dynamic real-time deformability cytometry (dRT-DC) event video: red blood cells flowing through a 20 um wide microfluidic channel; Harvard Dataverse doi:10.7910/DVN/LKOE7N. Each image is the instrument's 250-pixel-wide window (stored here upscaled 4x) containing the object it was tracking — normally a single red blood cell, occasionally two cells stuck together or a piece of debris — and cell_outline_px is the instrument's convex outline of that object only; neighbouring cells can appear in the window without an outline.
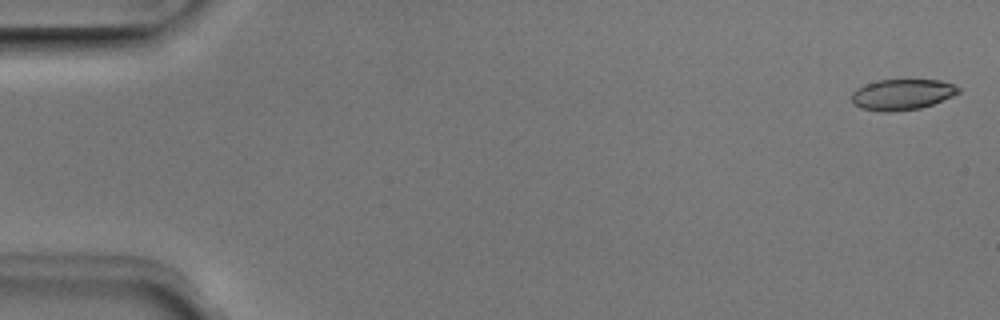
{"species": "Egyptian fruit bat (a non-hibernating species)", "species_latin": "Rousettus aegyptiacus", "temperature_condition": "room temperature", "stored_images_in_passage": 50, "camera_frame_rate_fps": 3000, "um_per_image_px": 0.085, "animal": {"sex": "male"}, "frame": {"image": 1, "passage_image": 1, "time_ms": 0.0, "image_size_px": [1000, 320], "cell_outline_px": [[960, 92], [952, 96], [932, 104], [920, 108], [892, 112], [880, 112], [860, 108], [852, 104], [852, 92], [856, 88], [864, 84], [880, 80], [940, 80], [952, 84], [960, 88]], "centroid_in_image_um": [76.63, 8.04], "position_along_channel_um": 8.4, "area_um2": 19.25}}
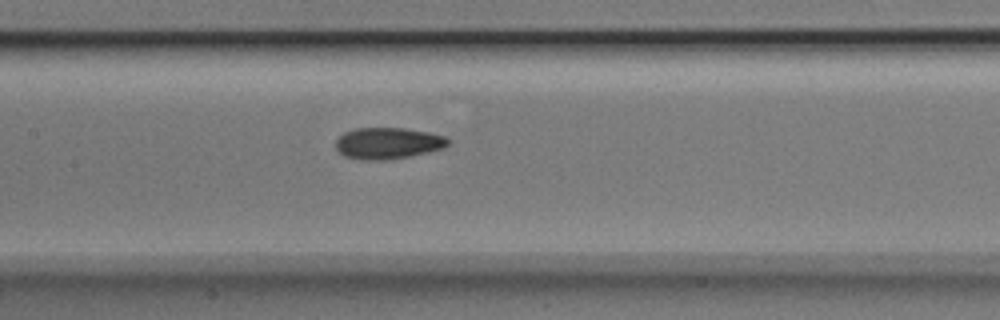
{"frame": {"image": 2, "passage_image": 24, "time_ms": 7.667, "image_size_px": [1000, 320], "cell_outline_px": [[448, 144], [444, 148], [412, 156], [392, 160], [360, 160], [344, 156], [336, 148], [336, 140], [344, 132], [356, 128], [404, 128], [428, 132], [444, 136], [448, 140]], "centroid_in_image_um": [32.96, 12.19], "position_along_channel_um": 174.4, "area_um2": 20.69}}
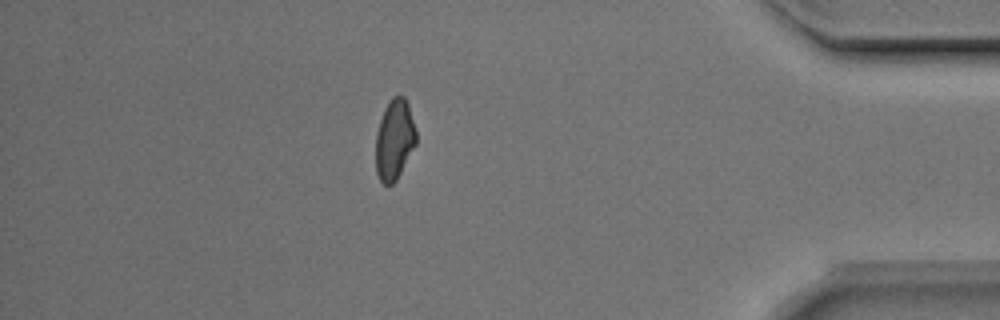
{"frame": {"image": 3, "passage_image": 44, "time_ms": 14.333, "image_size_px": [1000, 320], "cell_outline_px": [[416, 144], [396, 180], [392, 184], [384, 184], [380, 180], [376, 172], [376, 132], [384, 108], [392, 96], [404, 96], [408, 104], [416, 132]], "centroid_in_image_um": [33.52, 11.86], "position_along_channel_um": 401.7, "area_um2": 18.79}, "authors_computed_cell_mechanics": {"area_um2": 19.8832, "velocity_mm_per_s": 4.0135, "shape_relaxation_time_tau1_ms": 5.4863, "shape_relaxation_time_tau2_ms": 2.2294, "deformation_change_tau1": 0.1534, "deformation_change_tau2": 0.066}}